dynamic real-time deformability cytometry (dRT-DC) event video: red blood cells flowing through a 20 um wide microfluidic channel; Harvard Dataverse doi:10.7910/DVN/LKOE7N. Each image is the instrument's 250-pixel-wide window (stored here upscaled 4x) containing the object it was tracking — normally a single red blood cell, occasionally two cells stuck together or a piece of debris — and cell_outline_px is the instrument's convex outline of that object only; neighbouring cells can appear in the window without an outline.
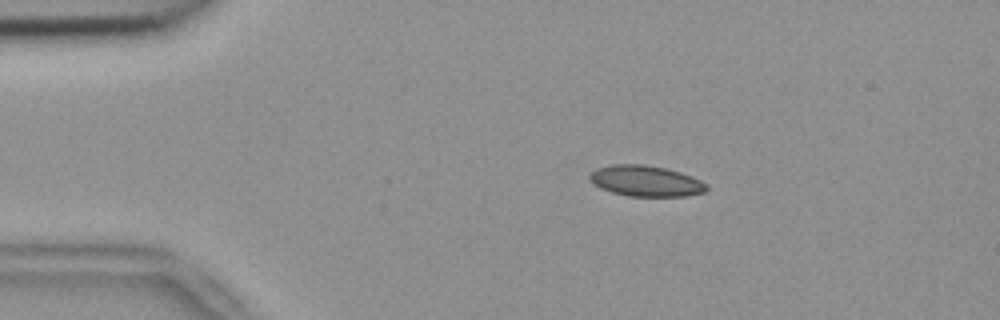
{"species": "common noctule bat (a hibernating species)", "species_latin": "Nyctalus noctula", "temperature_condition": "room temperature", "stored_images_in_passage": 47, "camera_frame_rate_fps": 3000, "um_per_image_px": 0.085, "animal": {"sex": "female", "body_mass_g": 18.4}, "frame": {"image": 1, "passage_image": 3, "time_ms": 0.667, "image_size_px": [1000, 320], "cell_outline_px": [[708, 188], [704, 192], [684, 196], [628, 196], [612, 192], [600, 188], [592, 184], [588, 180], [588, 176], [596, 168], [612, 164], [644, 164], [664, 168], [680, 172], [692, 176], [708, 184]], "centroid_in_image_um": [54.86, 15.38], "position_along_channel_um": 30.1, "area_um2": 21.15}}
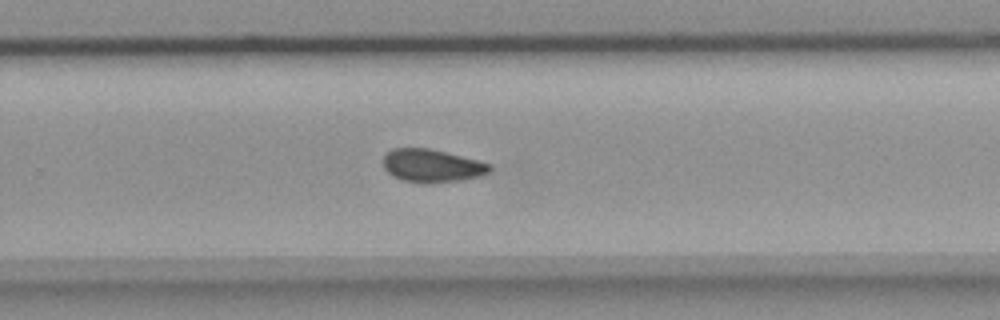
{"frame": {"image": 2, "passage_image": 28, "time_ms": 9.0, "image_size_px": [1000, 320], "cell_outline_px": [[492, 168], [488, 172], [480, 176], [460, 180], [424, 184], [420, 184], [404, 180], [392, 176], [384, 168], [384, 156], [392, 148], [428, 148], [492, 164]], "centroid_in_image_um": [36.7, 14.1], "position_along_channel_um": 293.1, "area_um2": 20.35}}
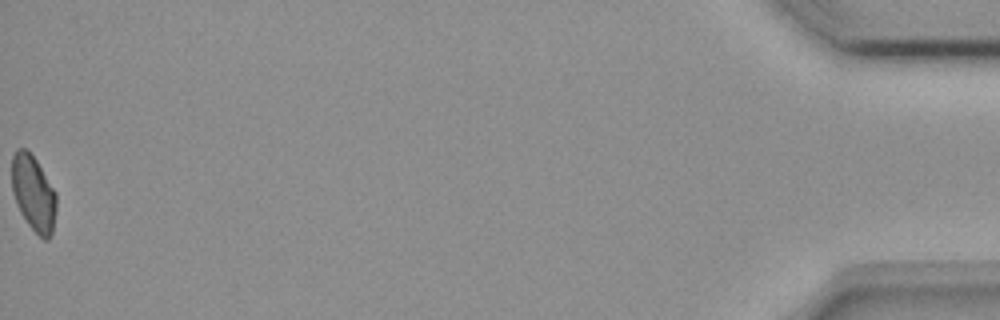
{"frame": {"image": 3, "passage_image": 47, "time_ms": 15.333, "image_size_px": [1000, 320], "cell_outline_px": [[56, 208], [52, 232], [48, 240], [44, 240], [28, 224], [20, 212], [16, 204], [12, 192], [12, 156], [16, 148], [24, 148], [36, 160], [56, 192]], "centroid_in_image_um": [2.83, 16.43], "position_along_channel_um": 432.4, "area_um2": 19.54}, "authors_computed_cell_mechanics": {"area_um2": 20.6924, "velocity_mm_per_s": 3.7817, "shape_relaxation_time_tau1_ms": null, "shape_relaxation_time_tau2_ms": 4.1631, "deformation_change_tau1": null, "deformation_change_tau2": 0.0789}}